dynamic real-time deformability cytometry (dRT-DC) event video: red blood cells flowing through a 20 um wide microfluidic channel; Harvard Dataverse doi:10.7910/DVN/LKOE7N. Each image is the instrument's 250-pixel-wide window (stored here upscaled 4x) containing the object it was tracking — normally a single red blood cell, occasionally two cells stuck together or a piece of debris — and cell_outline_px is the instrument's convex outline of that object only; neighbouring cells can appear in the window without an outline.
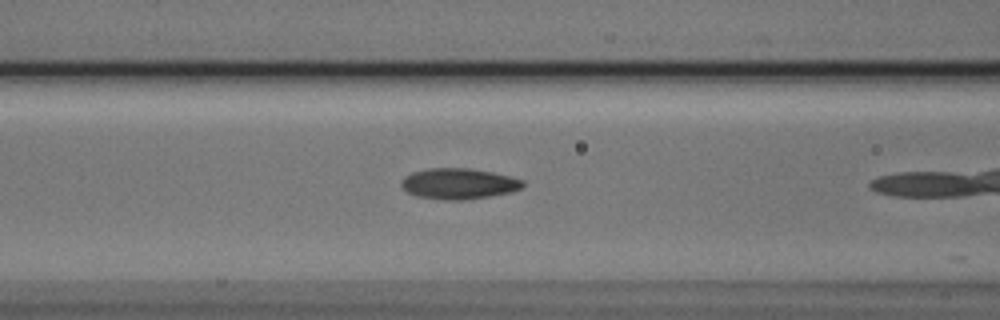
{"species": "Egyptian fruit bat (a non-hibernating species)", "species_latin": "Rousettus aegyptiacus", "temperature_condition": "cold", "stored_images_in_passage": 4, "camera_frame_rate_fps": 3000, "um_per_image_px": 0.085, "animal": {"sex": "male"}, "frame": {"image": 1, "passage_image": 3, "time_ms": 0.667, "image_size_px": [1000, 320], "cell_outline_px": [[524, 188], [512, 192], [464, 200], [440, 200], [416, 196], [408, 192], [400, 184], [400, 180], [404, 176], [412, 172], [428, 168], [472, 168], [512, 176], [524, 180]], "centroid_in_image_um": [39.0, 15.61], "position_along_channel_um": 127.6, "area_um2": 22.14}}